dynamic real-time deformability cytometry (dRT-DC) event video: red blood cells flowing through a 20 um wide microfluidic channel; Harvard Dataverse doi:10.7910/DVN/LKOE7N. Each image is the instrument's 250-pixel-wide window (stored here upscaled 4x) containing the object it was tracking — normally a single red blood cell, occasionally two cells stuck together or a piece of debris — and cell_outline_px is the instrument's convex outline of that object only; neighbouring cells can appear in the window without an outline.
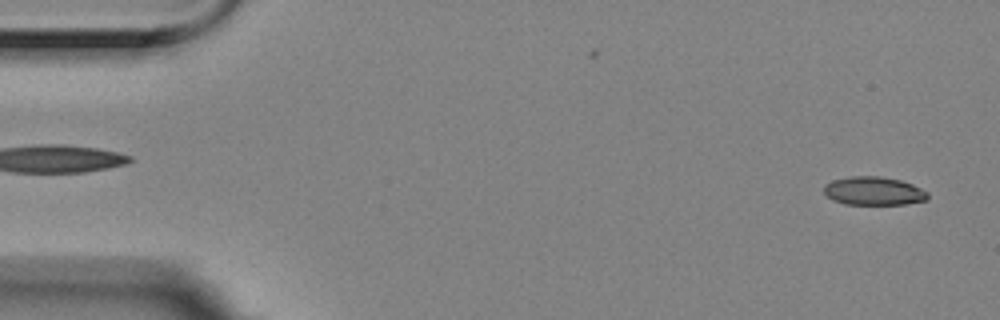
{"species": "Egyptian fruit bat (a non-hibernating species)", "species_latin": "Rousettus aegyptiacus", "temperature_condition": "room temperature", "stored_images_in_passage": 14, "camera_frame_rate_fps": 3000, "um_per_image_px": 0.085, "animal": {"sex": "female"}, "frame": {"image": 1, "passage_image": 2, "time_ms": 0.333, "image_size_px": [1000, 320], "cell_outline_px": [[928, 200], [904, 204], [844, 204], [832, 200], [824, 192], [824, 184], [832, 180], [852, 176], [880, 176], [900, 180], [912, 184], [928, 192]], "centroid_in_image_um": [74.26, 16.23], "position_along_channel_um": 10.7, "area_um2": 17.22}}
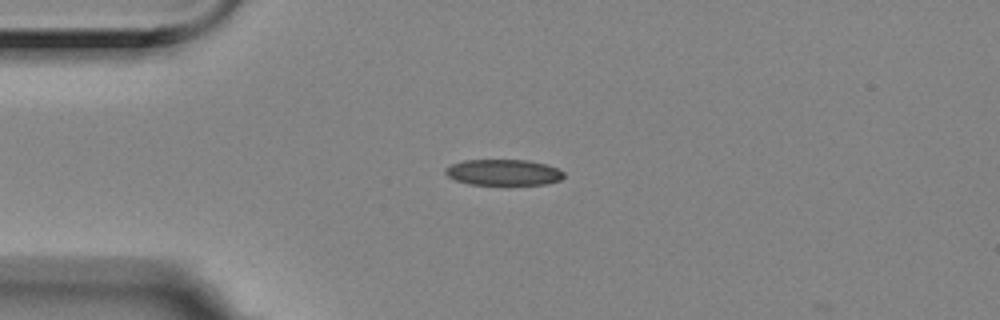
{"frame": {"image": 2, "passage_image": 13, "time_ms": 4.0, "image_size_px": [1000, 320], "cell_outline_px": [[564, 176], [560, 180], [544, 184], [508, 188], [468, 184], [456, 180], [448, 176], [444, 172], [444, 168], [452, 164], [464, 160], [528, 160], [544, 164], [556, 168], [564, 172]], "centroid_in_image_um": [42.78, 14.71], "position_along_channel_um": 42.2, "area_um2": 18.84}}